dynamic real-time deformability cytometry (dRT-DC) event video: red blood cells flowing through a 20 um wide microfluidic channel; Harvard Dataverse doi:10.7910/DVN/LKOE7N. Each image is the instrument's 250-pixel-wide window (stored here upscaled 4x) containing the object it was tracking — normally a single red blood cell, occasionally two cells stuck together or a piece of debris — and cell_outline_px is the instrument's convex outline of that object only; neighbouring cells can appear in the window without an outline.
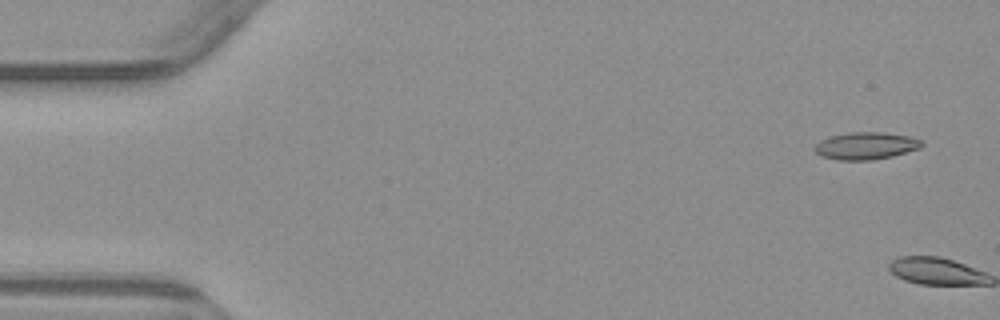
{"species": "common noctule bat (a hibernating species)", "species_latin": "Nyctalus noctula", "temperature_condition": "warm", "stored_images_in_passage": 7, "camera_frame_rate_fps": 3000, "um_per_image_px": 0.085, "animal": {"sex": "male", "body_mass_g": 23.1, "forearm_length_mm": 52.7}, "frame": {"image": 1, "passage_image": 1, "time_ms": 0.0, "image_size_px": [1000, 320], "cell_outline_px": [[924, 144], [920, 148], [892, 156], [872, 160], [836, 160], [824, 156], [816, 152], [816, 144], [820, 140], [828, 136], [848, 132], [884, 132], [908, 136], [924, 140]], "centroid_in_image_um": [73.63, 12.38], "position_along_channel_um": 11.4, "area_um2": 17.05}}
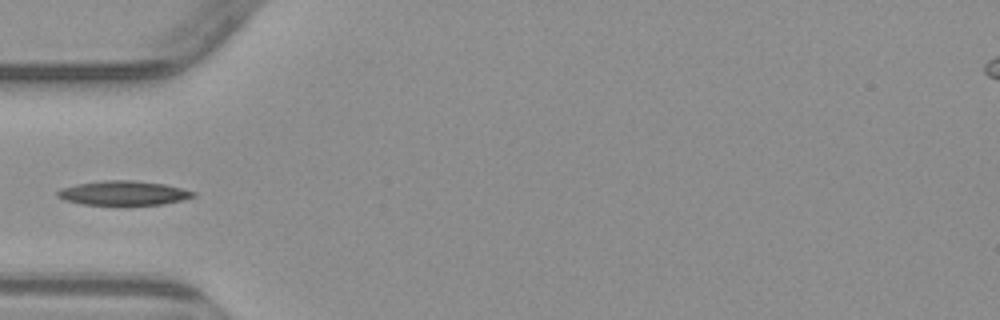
{"frame": {"image": 2, "passage_image": 6, "time_ms": 6.0, "image_size_px": [1000, 320], "cell_outline_px": [[196, 196], [164, 204], [116, 208], [84, 204], [64, 200], [56, 196], [56, 192], [60, 188], [76, 184], [104, 180], [132, 180], [164, 184], [196, 192]], "centroid_in_image_um": [10.45, 16.46], "position_along_channel_um": 74.5, "area_um2": 20.17}}
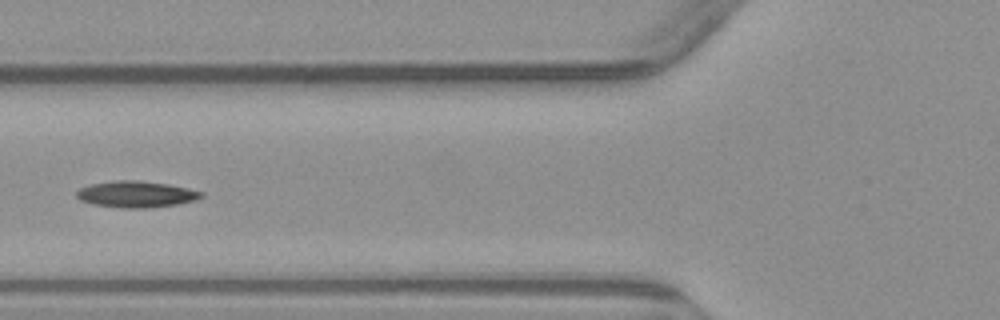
{"frame": {"image": 3, "passage_image": 7, "time_ms": 7.0, "image_size_px": [1000, 320], "cell_outline_px": [[204, 196], [196, 200], [176, 204], [152, 208], [120, 208], [92, 204], [80, 200], [76, 196], [76, 192], [80, 188], [92, 184], [112, 180], [136, 180], [168, 184], [188, 188], [204, 192]], "centroid_in_image_um": [11.58, 16.51], "position_along_channel_um": 114.2, "area_um2": 19.31}}